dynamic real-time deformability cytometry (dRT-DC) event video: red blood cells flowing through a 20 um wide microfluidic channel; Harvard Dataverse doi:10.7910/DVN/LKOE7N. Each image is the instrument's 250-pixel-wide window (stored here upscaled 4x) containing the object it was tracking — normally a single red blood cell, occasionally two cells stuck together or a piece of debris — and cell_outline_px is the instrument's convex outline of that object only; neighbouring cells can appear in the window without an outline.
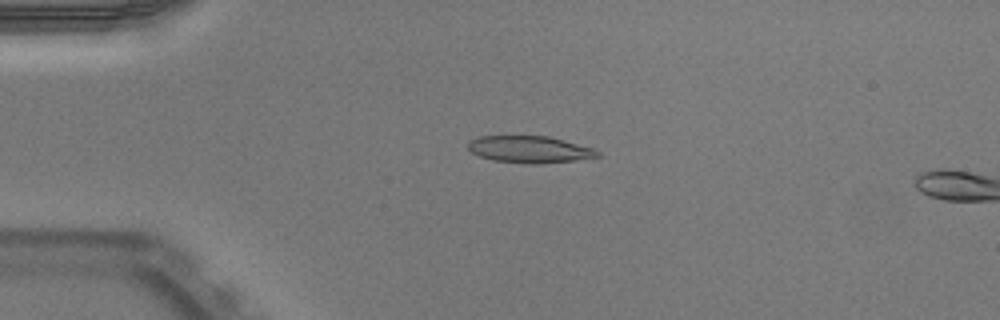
{"species": "Egyptian fruit bat (a non-hibernating species)", "species_latin": "Rousettus aegyptiacus", "temperature_condition": "warm", "stored_images_in_passage": 15, "camera_frame_rate_fps": 3000, "um_per_image_px": 0.085, "animal": {"sex": "male"}, "frame": {"image": 1, "passage_image": 13, "time_ms": 4.0, "image_size_px": [1000, 320], "cell_outline_px": [[600, 156], [576, 160], [540, 164], [528, 164], [492, 160], [480, 156], [472, 152], [468, 148], [468, 140], [480, 136], [548, 136], [564, 140], [592, 148], [600, 152]], "centroid_in_image_um": [45.0, 12.7], "position_along_channel_um": 40.0, "area_um2": 20.29}}